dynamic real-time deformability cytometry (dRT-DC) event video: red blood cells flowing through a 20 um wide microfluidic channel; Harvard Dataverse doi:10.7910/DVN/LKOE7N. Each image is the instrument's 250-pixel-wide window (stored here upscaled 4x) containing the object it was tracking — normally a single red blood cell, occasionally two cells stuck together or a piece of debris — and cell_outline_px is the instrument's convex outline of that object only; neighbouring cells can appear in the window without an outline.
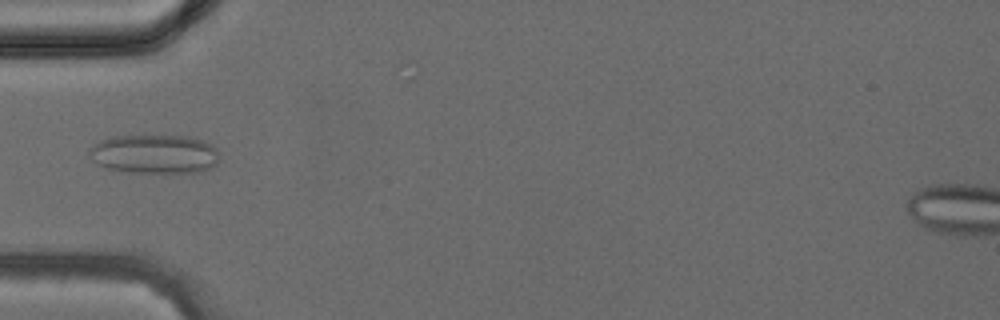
{"species": "common noctule bat (a hibernating species)", "species_latin": "Nyctalus noctula", "temperature_condition": "cold", "stored_images_in_passage": 38, "camera_frame_rate_fps": 3000, "um_per_image_px": 0.085, "animal": {"sex": "female", "body_mass_g": 24.6, "forearm_length_mm": 56.2}, "frame": {"image": 1, "passage_image": 12, "time_ms": 3.667, "image_size_px": [1000, 320], "cell_outline_px": [[216, 164], [212, 168], [196, 172], [128, 172], [108, 168], [92, 160], [88, 156], [88, 152], [92, 144], [100, 140], [112, 136], [192, 136], [212, 144], [216, 148]], "centroid_in_image_um": [13.1, 13.08], "position_along_channel_um": 71.9, "area_um2": 29.54}}